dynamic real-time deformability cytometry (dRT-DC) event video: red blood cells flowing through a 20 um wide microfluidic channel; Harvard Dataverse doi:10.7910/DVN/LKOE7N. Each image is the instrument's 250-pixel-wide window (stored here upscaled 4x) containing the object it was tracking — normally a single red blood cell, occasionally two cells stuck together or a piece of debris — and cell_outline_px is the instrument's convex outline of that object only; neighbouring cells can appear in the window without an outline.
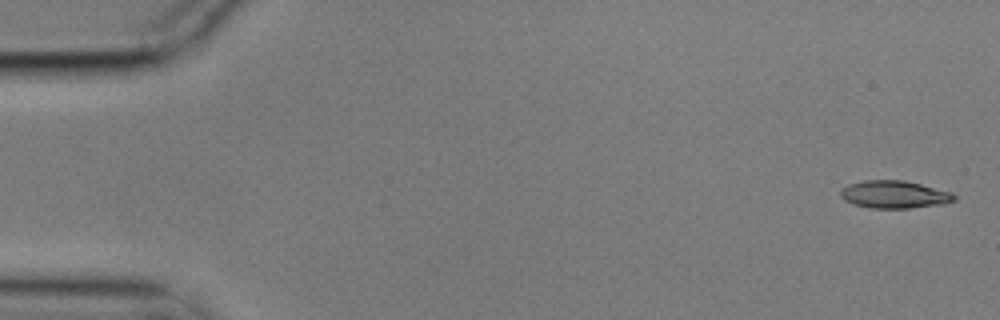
{"species": "common noctule bat (a hibernating species)", "species_latin": "Nyctalus noctula", "temperature_condition": "cold", "stored_images_in_passage": 5, "camera_frame_rate_fps": 3000, "um_per_image_px": 0.085, "animal": {"sex": "male", "body_mass_g": 17.9}, "frame": {"image": 1, "passage_image": 1, "time_ms": 0.0, "image_size_px": [1000, 320], "cell_outline_px": [[956, 200], [944, 204], [908, 208], [868, 208], [844, 200], [840, 196], [840, 188], [848, 184], [864, 180], [904, 180], [952, 192], [956, 196]], "centroid_in_image_um": [76.01, 16.53], "position_along_channel_um": 9.0, "area_um2": 18.38}}
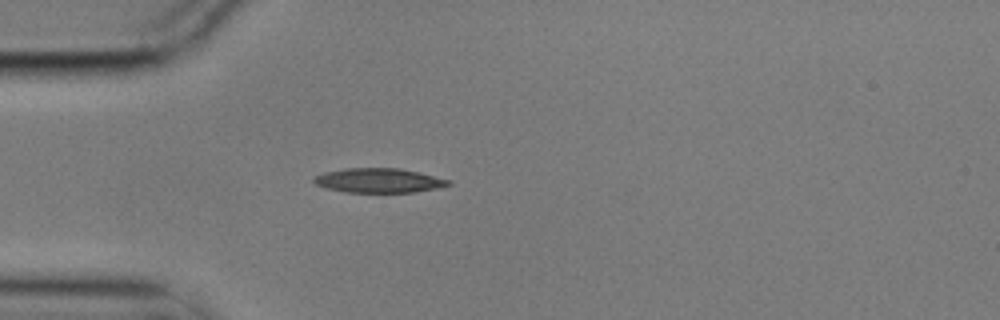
{"frame": {"image": 2, "passage_image": 5, "time_ms": 1.333, "image_size_px": [1000, 320], "cell_outline_px": [[452, 184], [440, 188], [412, 192], [344, 192], [328, 188], [316, 184], [312, 180], [316, 176], [324, 172], [344, 168], [400, 168], [452, 180]], "centroid_in_image_um": [32.23, 15.34], "position_along_channel_um": 52.8, "area_um2": 19.13}}